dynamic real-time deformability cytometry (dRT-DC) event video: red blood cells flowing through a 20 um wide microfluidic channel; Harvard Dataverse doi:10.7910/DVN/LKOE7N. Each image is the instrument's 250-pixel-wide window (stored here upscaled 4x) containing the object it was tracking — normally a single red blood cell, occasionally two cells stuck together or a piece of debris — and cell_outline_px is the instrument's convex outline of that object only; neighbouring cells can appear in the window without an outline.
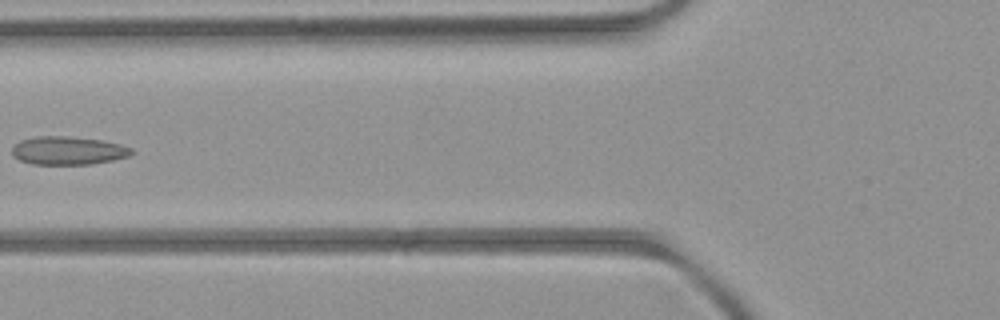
{"species": "common noctule bat (a hibernating species)", "species_latin": "Nyctalus noctula", "temperature_condition": "room temperature", "stored_images_in_passage": 6, "camera_frame_rate_fps": 3000, "um_per_image_px": 0.085, "animal": {"sex": "female", "body_mass_g": 21.9}, "frame": {"image": 1, "passage_image": 6, "time_ms": 6.667, "image_size_px": [1000, 320], "cell_outline_px": [[136, 152], [128, 156], [112, 160], [92, 164], [32, 164], [20, 160], [12, 156], [12, 148], [20, 140], [36, 136], [64, 136], [100, 140], [120, 144], [132, 148]], "centroid_in_image_um": [5.78, 12.8], "position_along_channel_um": 120.0, "area_um2": 19.65}}